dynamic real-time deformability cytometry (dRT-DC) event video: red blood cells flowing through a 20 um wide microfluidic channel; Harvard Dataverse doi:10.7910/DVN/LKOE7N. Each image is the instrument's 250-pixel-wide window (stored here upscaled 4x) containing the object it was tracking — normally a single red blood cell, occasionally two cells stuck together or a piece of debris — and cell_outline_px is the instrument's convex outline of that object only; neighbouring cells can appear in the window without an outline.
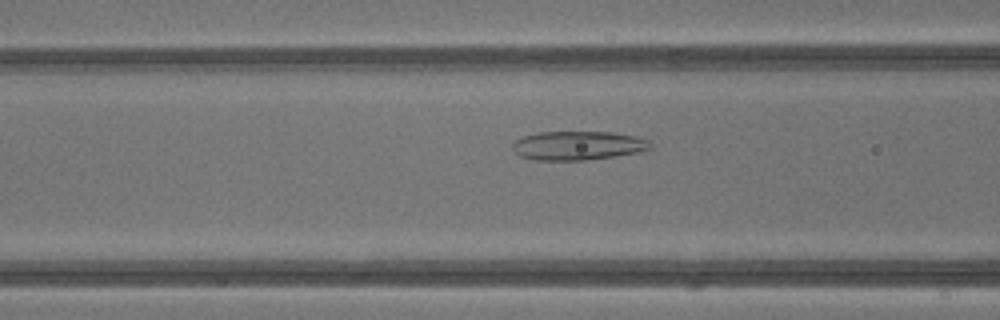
{"species": "common noctule bat (a hibernating species)", "species_latin": "Nyctalus noctula", "temperature_condition": "warm", "stored_images_in_passage": 28, "camera_frame_rate_fps": 3000, "um_per_image_px": 0.085, "animal": {"sex": "male", "body_mass_g": 13.3}, "frame": {"image": 1, "passage_image": 6, "time_ms": 1.667, "image_size_px": [1000, 320], "cell_outline_px": [[652, 148], [640, 152], [616, 156], [584, 160], [536, 160], [520, 156], [512, 148], [512, 144], [516, 140], [524, 136], [536, 132], [612, 132], [636, 136], [648, 140], [652, 144]], "centroid_in_image_um": [49.15, 12.37], "position_along_channel_um": 117.5, "area_um2": 23.29}}
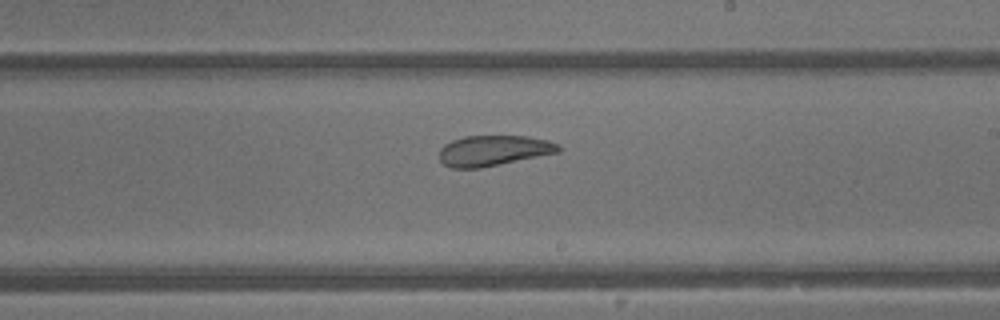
{"frame": {"image": 2, "passage_image": 14, "time_ms": 4.333, "image_size_px": [1000, 320], "cell_outline_px": [[560, 152], [480, 168], [452, 168], [444, 164], [440, 160], [440, 148], [444, 144], [452, 140], [464, 136], [528, 136], [548, 140], [560, 144]], "centroid_in_image_um": [41.96, 12.79], "position_along_channel_um": 247.0, "area_um2": 21.21}}
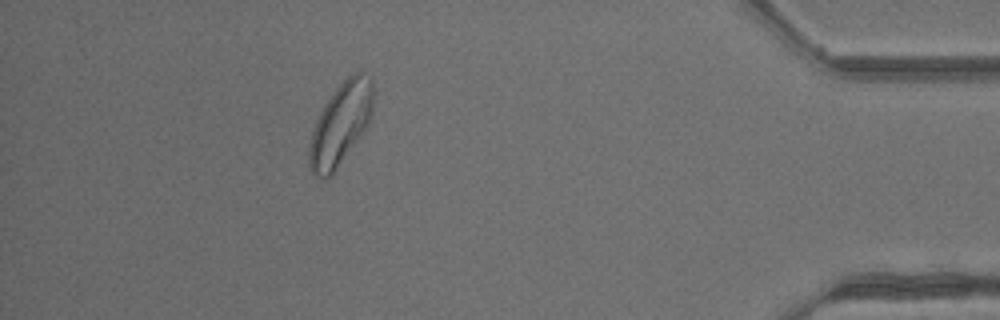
{"frame": {"image": 3, "passage_image": 27, "time_ms": 8.667, "image_size_px": [1000, 320], "cell_outline_px": [[372, 116], [368, 124], [360, 136], [332, 176], [324, 180], [316, 176], [308, 168], [308, 148], [312, 132], [316, 120], [324, 104], [332, 92], [352, 72], [360, 72], [372, 76]], "centroid_in_image_um": [28.93, 10.56], "position_along_channel_um": 406.3, "area_um2": 30.81}}